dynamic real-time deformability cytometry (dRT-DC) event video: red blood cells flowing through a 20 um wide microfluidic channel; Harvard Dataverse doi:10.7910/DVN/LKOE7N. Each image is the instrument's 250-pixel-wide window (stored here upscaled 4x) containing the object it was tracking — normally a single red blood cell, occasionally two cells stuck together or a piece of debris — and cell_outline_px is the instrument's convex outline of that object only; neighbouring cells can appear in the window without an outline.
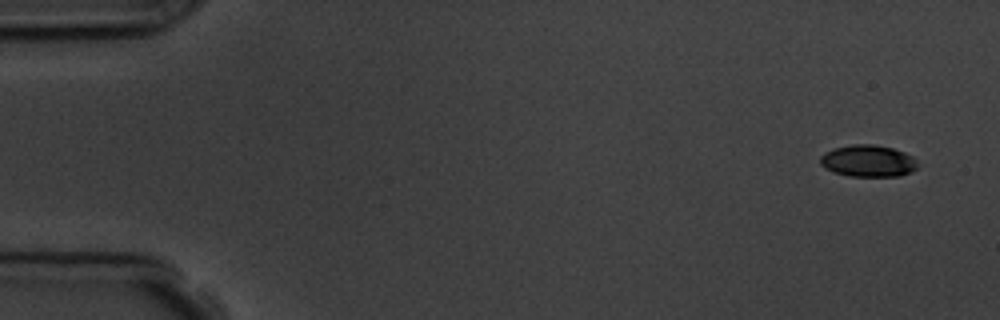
{"species": "common noctule bat (a hibernating species)", "species_latin": "Nyctalus noctula", "temperature_condition": "room temperature", "stored_images_in_passage": 6, "camera_frame_rate_fps": 3000, "um_per_image_px": 0.085, "animal": {"sex": "male", "body_mass_g": 19.5, "forearm_length_mm": 54.6}, "frame": {"image": 1, "passage_image": 1, "time_ms": 0.0, "image_size_px": [1000, 320], "cell_outline_px": [[916, 168], [912, 172], [900, 176], [848, 176], [832, 172], [824, 168], [820, 164], [820, 156], [824, 152], [836, 148], [852, 144], [872, 144], [892, 148], [904, 152], [912, 156], [916, 160]], "centroid_in_image_um": [73.76, 13.69], "position_along_channel_um": 11.2, "area_um2": 18.15}}
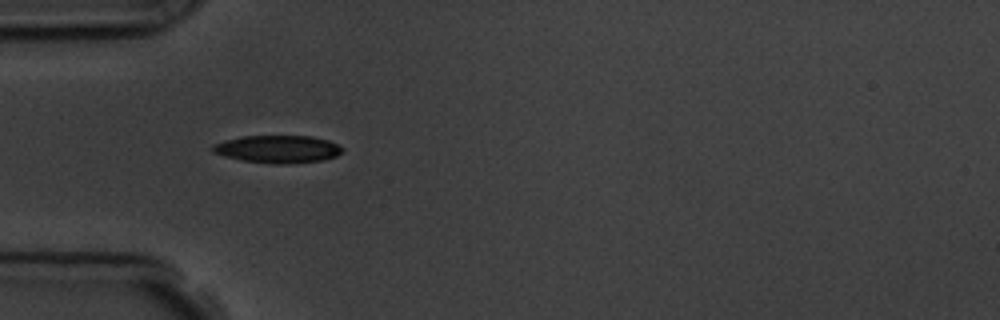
{"frame": {"image": 2, "passage_image": 5, "time_ms": 4.667, "image_size_px": [1000, 320], "cell_outline_px": [[344, 148], [336, 156], [324, 160], [284, 164], [272, 164], [240, 160], [224, 156], [212, 152], [212, 144], [224, 140], [244, 136], [312, 136], [328, 140]], "centroid_in_image_um": [23.58, 12.68], "position_along_channel_um": 61.4, "area_um2": 20.92}}